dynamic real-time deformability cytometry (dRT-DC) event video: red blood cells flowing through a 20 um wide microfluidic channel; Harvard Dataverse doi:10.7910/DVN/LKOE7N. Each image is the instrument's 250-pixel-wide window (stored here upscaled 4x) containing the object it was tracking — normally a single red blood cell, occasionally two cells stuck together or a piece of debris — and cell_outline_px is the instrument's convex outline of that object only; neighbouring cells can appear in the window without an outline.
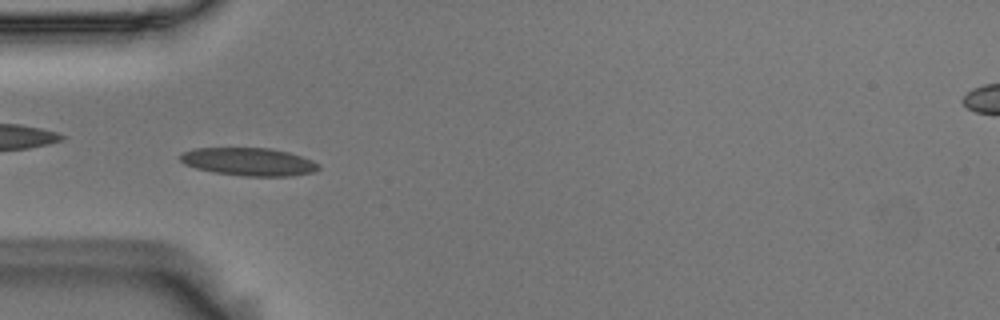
{"species": "Egyptian fruit bat (a non-hibernating species)", "species_latin": "Rousettus aegyptiacus", "temperature_condition": "room temperature", "stored_images_in_passage": 53, "camera_frame_rate_fps": 3000, "um_per_image_px": 0.085, "animal": {"sex": "male"}, "frame": {"image": 1, "passage_image": 16, "time_ms": 5.0, "image_size_px": [1000, 320], "cell_outline_px": [[320, 168], [316, 172], [292, 176], [244, 176], [216, 172], [196, 168], [184, 164], [180, 160], [180, 156], [184, 152], [196, 148], [268, 148], [288, 152], [312, 160], [320, 164]], "centroid_in_image_um": [21.19, 13.75], "position_along_channel_um": 63.8, "area_um2": 22.43}}
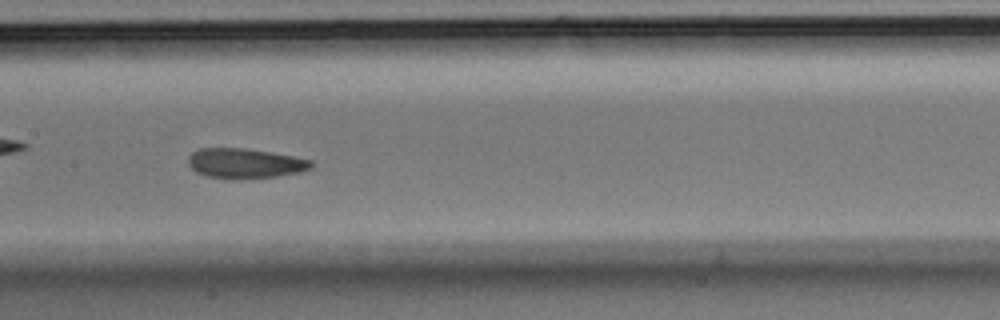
{"frame": {"image": 2, "passage_image": 26, "time_ms": 8.333, "image_size_px": [1000, 320], "cell_outline_px": [[312, 168], [300, 172], [276, 176], [236, 180], [208, 176], [196, 172], [188, 164], [188, 156], [192, 152], [200, 148], [244, 148], [272, 152], [312, 160]], "centroid_in_image_um": [20.81, 13.89], "position_along_channel_um": 186.6, "area_um2": 21.56}}
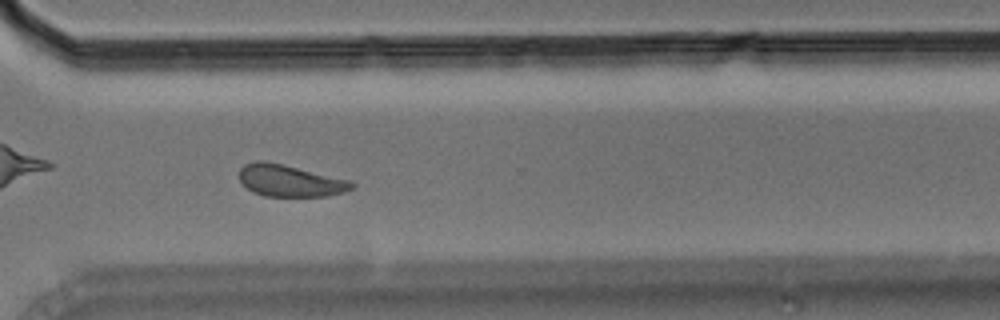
{"frame": {"image": 3, "passage_image": 39, "time_ms": 12.667, "image_size_px": [1000, 320], "cell_outline_px": [[356, 184], [352, 188], [344, 192], [328, 196], [264, 196], [252, 192], [240, 180], [240, 168], [244, 164], [256, 160], [260, 160], [280, 164], [352, 180]], "centroid_in_image_um": [24.67, 15.37], "position_along_channel_um": 345.9, "area_um2": 20.75}, "authors_computed_cell_mechanics": {"area_um2": 21.6172, "velocity_mm_per_s": 3.6884, "shape_relaxation_time_tau1_ms": 3.0891, "shape_relaxation_time_tau2_ms": 1.8687, "deformation_change_tau1": 0.1195, "deformation_change_tau2": 0.0934}}